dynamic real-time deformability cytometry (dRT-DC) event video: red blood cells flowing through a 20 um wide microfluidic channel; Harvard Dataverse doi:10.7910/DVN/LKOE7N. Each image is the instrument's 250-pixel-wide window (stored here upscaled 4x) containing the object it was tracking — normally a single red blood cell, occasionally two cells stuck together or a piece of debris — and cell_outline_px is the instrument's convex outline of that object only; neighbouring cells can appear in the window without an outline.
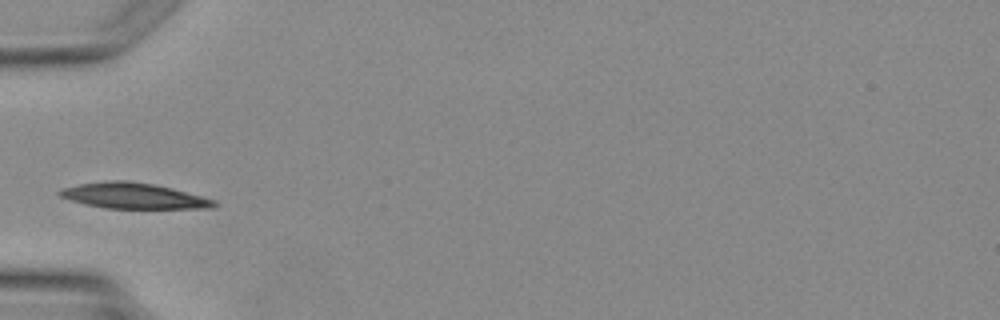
{"species": "Egyptian fruit bat (a non-hibernating species)", "species_latin": "Rousettus aegyptiacus", "temperature_condition": "warm", "stored_images_in_passage": 1, "camera_frame_rate_fps": 3000, "um_per_image_px": 0.085, "animal": {"sex": "female"}, "frame": {"image": 1, "passage_image": 1, "time_ms": 0.0, "image_size_px": [1000, 320], "cell_outline_px": [[220, 204], [212, 208], [104, 208], [84, 204], [60, 196], [56, 192], [64, 188], [80, 184], [108, 180], [128, 180], [152, 184], [172, 188], [216, 200]], "centroid_in_image_um": [11.38, 16.64], "position_along_channel_um": 73.6, "area_um2": 23.0}}